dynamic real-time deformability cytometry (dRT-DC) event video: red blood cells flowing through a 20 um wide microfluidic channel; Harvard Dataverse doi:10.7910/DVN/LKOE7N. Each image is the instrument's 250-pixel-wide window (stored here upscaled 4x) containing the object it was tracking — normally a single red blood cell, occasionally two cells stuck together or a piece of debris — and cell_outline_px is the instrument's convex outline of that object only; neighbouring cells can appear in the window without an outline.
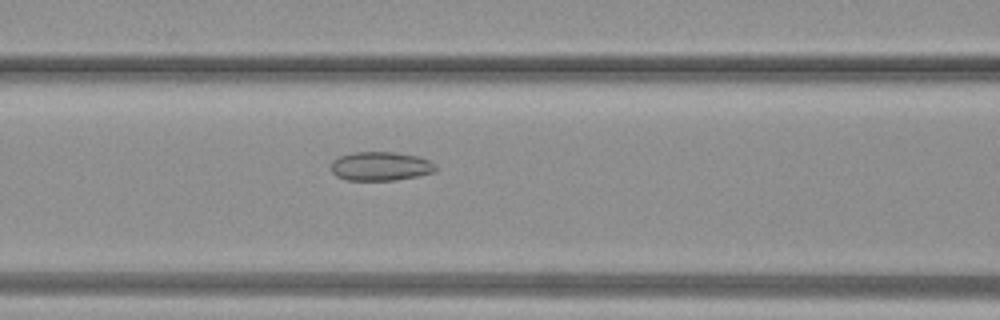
{"species": "common noctule bat (a hibernating species)", "species_latin": "Nyctalus noctula", "temperature_condition": "warm", "stored_images_in_passage": 11, "camera_frame_rate_fps": 3000, "um_per_image_px": 0.085, "animal": {"sex": "female", "body_mass_g": 19.3, "forearm_length_mm": 54.1}, "frame": {"image": 1, "passage_image": 10, "time_ms": 3.0, "image_size_px": [1000, 320], "cell_outline_px": [[436, 172], [396, 180], [348, 180], [336, 176], [332, 172], [332, 160], [340, 156], [356, 152], [396, 152], [416, 156], [428, 160], [436, 164]], "centroid_in_image_um": [32.36, 14.13], "position_along_channel_um": 134.2, "area_um2": 17.57}}